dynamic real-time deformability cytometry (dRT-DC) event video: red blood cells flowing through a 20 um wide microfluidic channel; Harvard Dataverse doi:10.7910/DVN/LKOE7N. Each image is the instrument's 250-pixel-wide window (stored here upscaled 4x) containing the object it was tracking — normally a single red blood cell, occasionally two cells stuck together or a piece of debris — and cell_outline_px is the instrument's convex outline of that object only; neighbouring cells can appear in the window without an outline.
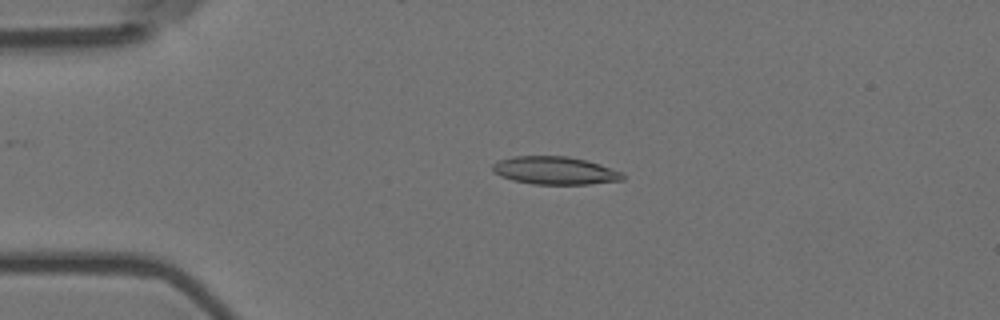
{"species": "Egyptian fruit bat (a non-hibernating species)", "species_latin": "Rousettus aegyptiacus", "temperature_condition": "room temperature", "stored_images_in_passage": 5, "camera_frame_rate_fps": 3000, "um_per_image_px": 0.085, "animal": {"sex": "female"}, "frame": {"image": 1, "passage_image": 4, "time_ms": 1.0, "image_size_px": [1000, 320], "cell_outline_px": [[624, 180], [588, 184], [532, 184], [512, 180], [500, 176], [492, 168], [492, 164], [500, 160], [512, 156], [568, 156], [588, 160], [624, 172]], "centroid_in_image_um": [47.21, 14.49], "position_along_channel_um": 37.8, "area_um2": 21.27}}